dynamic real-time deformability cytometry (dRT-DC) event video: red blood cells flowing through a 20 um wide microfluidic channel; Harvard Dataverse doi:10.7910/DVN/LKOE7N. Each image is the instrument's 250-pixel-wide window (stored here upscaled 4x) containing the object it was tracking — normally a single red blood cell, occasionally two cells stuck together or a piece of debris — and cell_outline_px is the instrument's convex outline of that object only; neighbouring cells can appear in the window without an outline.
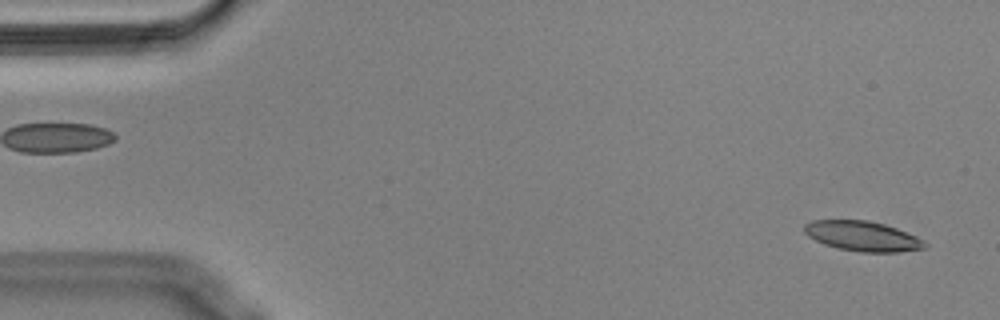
{"species": "Egyptian fruit bat (a non-hibernating species)", "species_latin": "Rousettus aegyptiacus", "temperature_condition": "cold", "stored_images_in_passage": 56, "camera_frame_rate_fps": 3000, "um_per_image_px": 0.085, "animal": {"sex": "male"}, "frame": {"image": 1, "passage_image": 2, "time_ms": 0.333, "image_size_px": [1000, 320], "cell_outline_px": [[928, 248], [900, 252], [860, 252], [840, 248], [824, 244], [808, 236], [804, 232], [804, 224], [812, 220], [868, 220], [884, 224], [896, 228], [916, 236], [928, 244]], "centroid_in_image_um": [73.34, 20.07], "position_along_channel_um": 11.7, "area_um2": 21.04}}
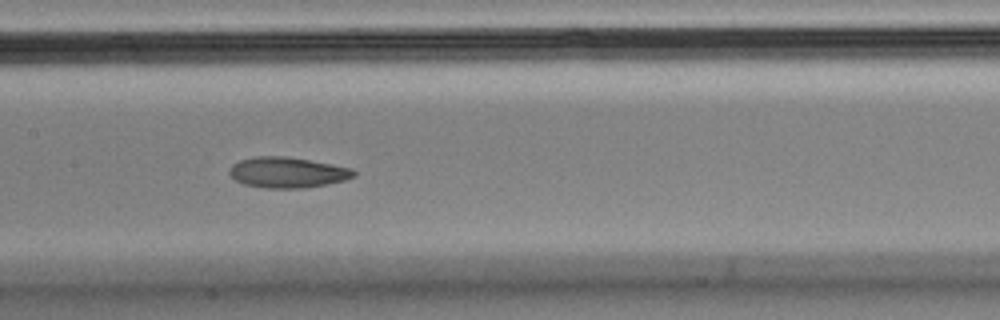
{"frame": {"image": 2, "passage_image": 26, "time_ms": 8.333, "image_size_px": [1000, 320], "cell_outline_px": [[356, 176], [344, 180], [304, 188], [264, 188], [244, 184], [236, 180], [228, 172], [232, 164], [240, 160], [256, 156], [284, 156], [332, 164], [352, 168], [356, 172]], "centroid_in_image_um": [24.42, 14.65], "position_along_channel_um": 183.0, "area_um2": 22.08}}
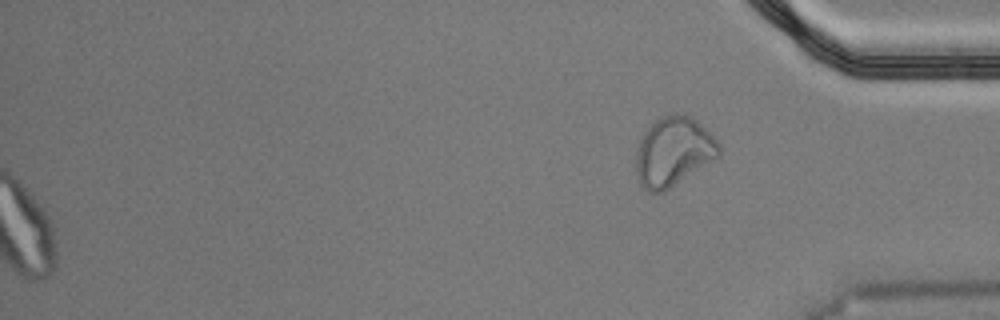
{"frame": {"image": 3, "passage_image": 56, "time_ms": 18.333, "image_size_px": [1000, 320], "cell_outline_px": [[720, 156], [664, 192], [648, 192], [640, 184], [636, 172], [636, 148], [644, 132], [656, 120], [664, 116], [676, 112], [688, 116], [696, 120], [720, 144]], "centroid_in_image_um": [57.23, 12.91], "position_along_channel_um": 378.0, "area_um2": 33.29}, "authors_computed_cell_mechanics": {"area_um2": 22.5131, "velocity_mm_per_s": 3.5606, "shape_relaxation_time_tau1_ms": null, "shape_relaxation_time_tau2_ms": 3.1057, "deformation_change_tau1": null, "deformation_change_tau2": 0.0896}}